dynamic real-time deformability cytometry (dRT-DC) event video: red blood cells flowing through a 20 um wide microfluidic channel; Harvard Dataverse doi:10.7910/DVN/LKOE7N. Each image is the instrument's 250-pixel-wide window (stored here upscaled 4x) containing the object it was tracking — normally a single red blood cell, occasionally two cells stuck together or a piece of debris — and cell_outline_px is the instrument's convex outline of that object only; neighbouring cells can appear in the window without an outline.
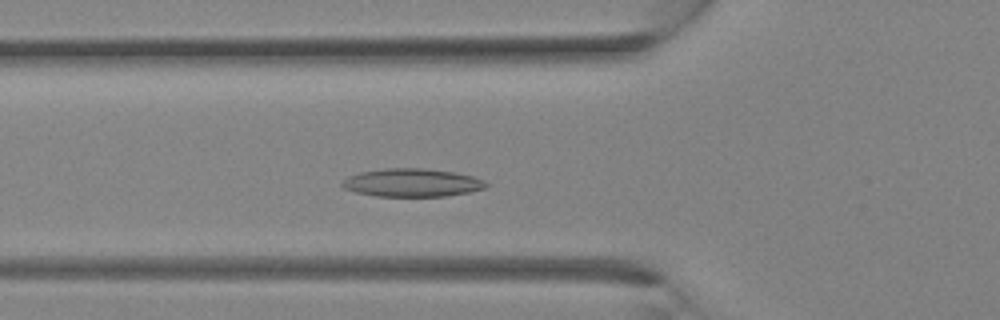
{"species": "Egyptian fruit bat (a non-hibernating species)", "species_latin": "Rousettus aegyptiacus", "temperature_condition": "room temperature", "stored_images_in_passage": 26, "camera_frame_rate_fps": 3000, "um_per_image_px": 0.085, "animal": {"sex": "female"}, "frame": {"image": 1, "passage_image": 5, "time_ms": 1.333, "image_size_px": [1000, 320], "cell_outline_px": [[488, 184], [484, 188], [468, 192], [444, 196], [376, 196], [356, 192], [344, 188], [340, 184], [348, 176], [360, 172], [384, 168], [424, 168], [456, 172], [472, 176], [484, 180]], "centroid_in_image_um": [35.01, 15.52], "position_along_channel_um": 90.8, "area_um2": 23.52}}
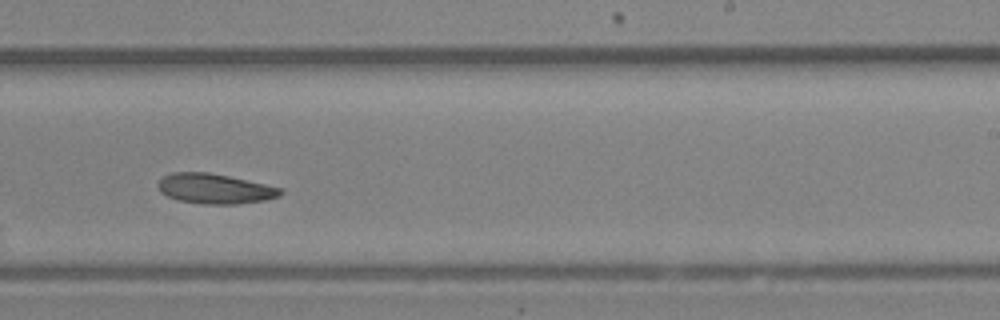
{"frame": {"image": 2, "passage_image": 14, "time_ms": 4.333, "image_size_px": [1000, 320], "cell_outline_px": [[284, 192], [280, 196], [264, 200], [236, 204], [204, 204], [180, 200], [168, 196], [160, 192], [156, 184], [164, 176], [172, 172], [208, 172], [228, 176], [264, 184], [280, 188]], "centroid_in_image_um": [18.24, 16.04], "position_along_channel_um": 270.8, "area_um2": 21.21}}
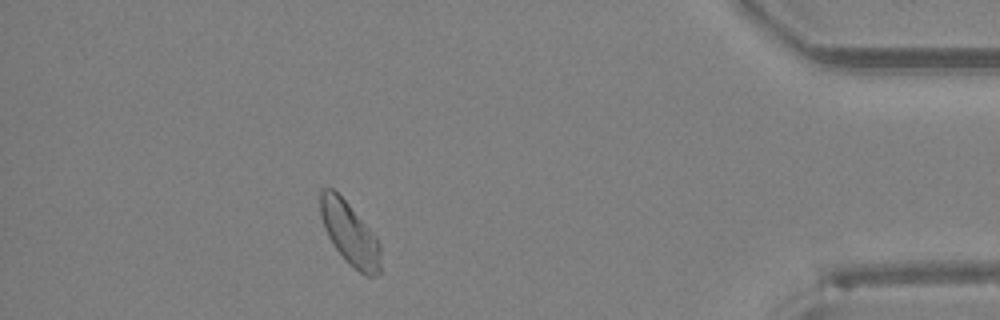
{"frame": {"image": 3, "passage_image": 23, "time_ms": 7.333, "image_size_px": [1000, 320], "cell_outline_px": [[380, 272], [376, 276], [364, 276], [348, 264], [332, 244], [324, 228], [320, 216], [320, 192], [324, 188], [332, 188], [348, 204], [376, 236], [380, 244]], "centroid_in_image_um": [29.72, 19.89], "position_along_channel_um": 405.5, "area_um2": 22.02}}